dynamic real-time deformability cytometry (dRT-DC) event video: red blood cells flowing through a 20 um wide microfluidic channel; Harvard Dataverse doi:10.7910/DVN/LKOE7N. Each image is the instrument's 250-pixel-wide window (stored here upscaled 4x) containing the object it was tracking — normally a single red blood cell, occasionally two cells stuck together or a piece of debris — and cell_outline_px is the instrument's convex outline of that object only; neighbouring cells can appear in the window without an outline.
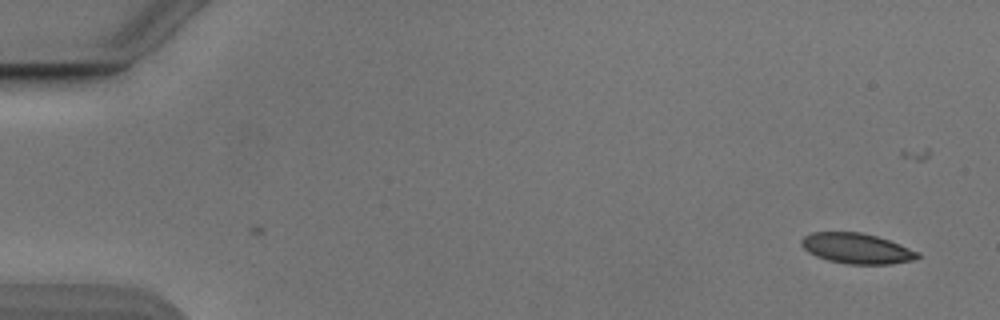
{"species": "Egyptian fruit bat (a non-hibernating species)", "species_latin": "Rousettus aegyptiacus", "temperature_condition": "cold", "stored_images_in_passage": 6, "camera_frame_rate_fps": 3000, "um_per_image_px": 0.085, "animal": {"sex": "male"}, "frame": {"image": 1, "passage_image": 6, "time_ms": 1.667, "image_size_px": [1000, 320], "cell_outline_px": [[920, 256], [916, 260], [892, 264], [848, 264], [828, 260], [816, 256], [808, 252], [800, 244], [800, 240], [804, 236], [812, 232], [860, 232], [876, 236], [900, 244], [920, 252]], "centroid_in_image_um": [72.83, 21.12], "position_along_channel_um": 12.2, "area_um2": 20.69}}